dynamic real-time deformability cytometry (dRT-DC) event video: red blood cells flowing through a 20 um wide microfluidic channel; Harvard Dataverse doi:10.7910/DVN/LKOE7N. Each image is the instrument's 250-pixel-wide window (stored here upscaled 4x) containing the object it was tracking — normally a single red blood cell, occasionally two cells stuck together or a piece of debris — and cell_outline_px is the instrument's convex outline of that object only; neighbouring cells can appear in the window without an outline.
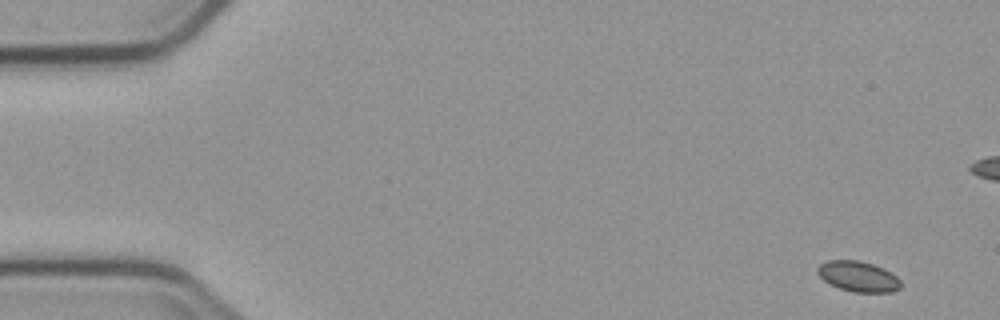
{"species": "common noctule bat (a hibernating species)", "species_latin": "Nyctalus noctula", "temperature_condition": "cold", "stored_images_in_passage": 5, "segment_of_instrument_passage": [2, 2], "camera_frame_rate_fps": 3000, "um_per_image_px": 0.085, "animal": {"sex": "male", "body_mass_g": 23.1, "forearm_length_mm": 52.7}, "frame": {"image": 1, "passage_image": 5, "time_ms": 5.333, "image_size_px": [1000, 320], "cell_outline_px": [[900, 288], [892, 292], [852, 292], [840, 288], [824, 280], [816, 272], [816, 268], [820, 264], [828, 260], [860, 260], [884, 268], [896, 276], [900, 280]], "centroid_in_image_um": [72.94, 23.49], "position_along_channel_um": 12.1, "area_um2": 14.74}}